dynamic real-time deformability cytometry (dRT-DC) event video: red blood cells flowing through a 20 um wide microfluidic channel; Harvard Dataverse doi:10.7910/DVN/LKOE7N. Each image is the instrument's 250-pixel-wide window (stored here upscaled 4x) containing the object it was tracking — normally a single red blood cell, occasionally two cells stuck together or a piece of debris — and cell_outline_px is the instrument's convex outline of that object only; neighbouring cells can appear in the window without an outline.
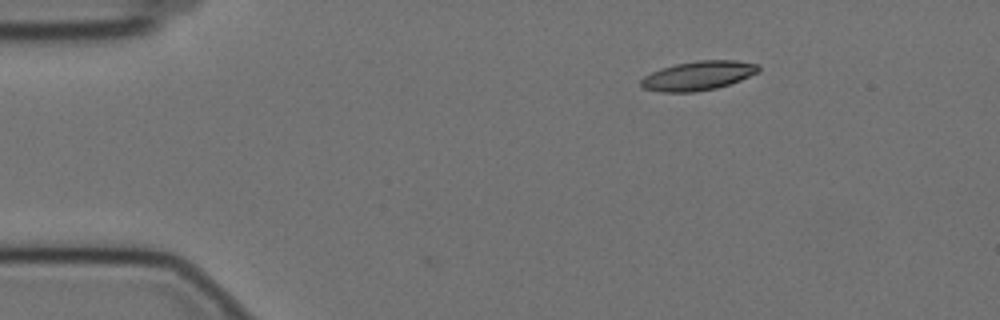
{"species": "Egyptian fruit bat (a non-hibernating species)", "species_latin": "Rousettus aegyptiacus", "temperature_condition": "cold", "stored_images_in_passage": 4, "camera_frame_rate_fps": 3000, "um_per_image_px": 0.085, "animal": {"sex": "female"}, "frame": {"image": 1, "passage_image": 1, "time_ms": 0.0, "image_size_px": [1000, 320], "cell_outline_px": [[760, 72], [740, 80], [716, 88], [696, 92], [660, 92], [644, 88], [640, 84], [640, 80], [644, 76], [660, 68], [676, 64], [696, 60], [736, 60], [756, 64], [760, 68]], "centroid_in_image_um": [59.34, 6.43], "position_along_channel_um": 25.7, "area_um2": 20.0}}